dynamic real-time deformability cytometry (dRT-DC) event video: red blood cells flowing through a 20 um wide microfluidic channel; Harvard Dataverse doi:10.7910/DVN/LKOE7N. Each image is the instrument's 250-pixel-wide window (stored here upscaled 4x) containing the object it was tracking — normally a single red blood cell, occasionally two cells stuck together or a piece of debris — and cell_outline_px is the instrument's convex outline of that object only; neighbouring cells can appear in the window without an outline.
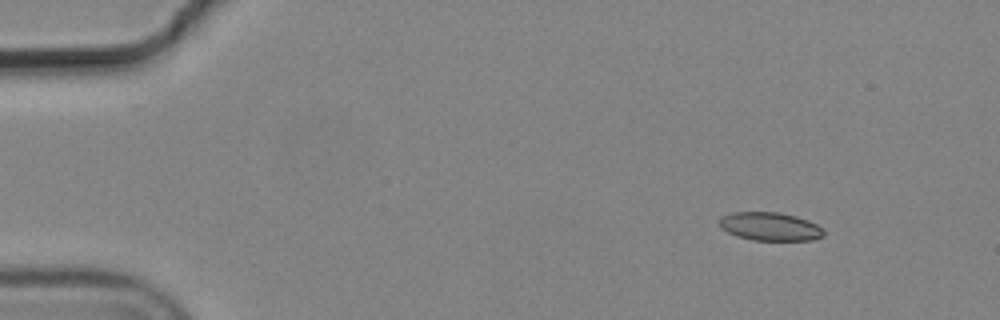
{"species": "common noctule bat (a hibernating species)", "species_latin": "Nyctalus noctula", "temperature_condition": "cold", "stored_images_in_passage": 5, "camera_frame_rate_fps": 3000, "um_per_image_px": 0.085, "animal": {"sex": "male", "body_mass_g": 19.2, "forearm_length_mm": 51.8}, "frame": {"image": 1, "passage_image": 1, "time_ms": 0.0, "image_size_px": [1000, 320], "cell_outline_px": [[824, 236], [812, 240], [752, 240], [736, 236], [720, 228], [720, 216], [732, 212], [776, 212], [796, 216], [808, 220], [824, 228]], "centroid_in_image_um": [65.45, 19.25], "position_along_channel_um": 19.5, "area_um2": 17.34}}